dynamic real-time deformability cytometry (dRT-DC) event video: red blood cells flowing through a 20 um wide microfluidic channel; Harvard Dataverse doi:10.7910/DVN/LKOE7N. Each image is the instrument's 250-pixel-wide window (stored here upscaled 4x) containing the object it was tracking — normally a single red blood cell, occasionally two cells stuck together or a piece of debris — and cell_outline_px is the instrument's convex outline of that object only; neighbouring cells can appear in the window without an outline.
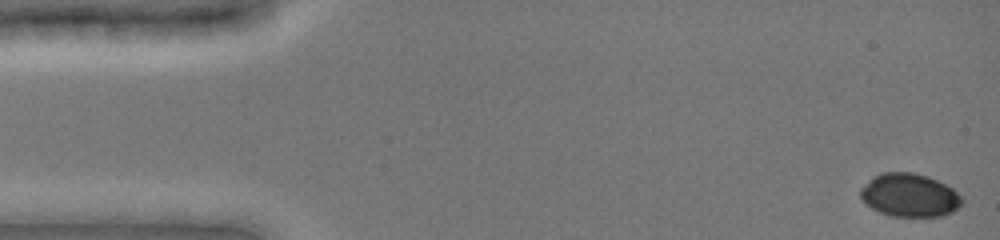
{"species": "common noctule bat (a hibernating species)", "species_latin": "Nyctalus noctula", "temperature_condition": "cold", "stored_images_in_passage": 54, "camera_frame_rate_fps": 3000, "um_per_image_px": 0.085, "animal": {"sex": "female", "body_mass_g": 19.0, "forearm_length_mm": 51.5}, "frame": {"image": 1, "passage_image": 1, "time_ms": 0.0, "image_size_px": [1000, 240], "cell_outline_px": [[964, 200], [952, 212], [944, 216], [892, 216], [880, 212], [872, 208], [860, 196], [860, 188], [872, 176], [880, 172], [912, 172], [928, 176], [952, 188], [964, 196]], "centroid_in_image_um": [77.32, 16.58], "position_along_channel_um": 7.7, "area_um2": 25.66}}
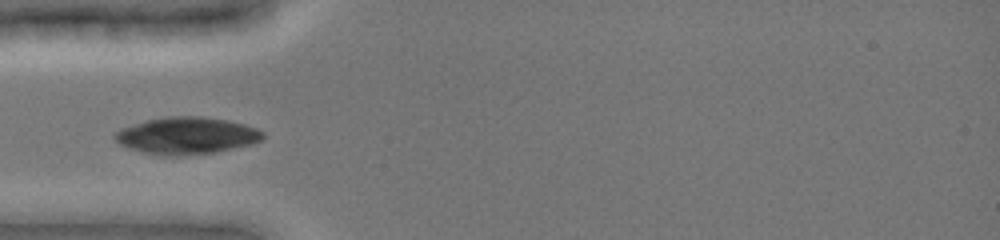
{"frame": {"image": 2, "passage_image": 26, "time_ms": 4.667, "image_size_px": [1000, 240], "cell_outline_px": [[264, 136], [260, 140], [252, 144], [212, 152], [184, 156], [160, 156], [144, 152], [120, 144], [112, 136], [120, 128], [144, 120], [168, 116], [200, 116], [228, 120], [244, 124], [256, 128], [264, 132]], "centroid_in_image_um": [15.84, 11.52], "position_along_channel_um": 69.2, "area_um2": 31.91}}
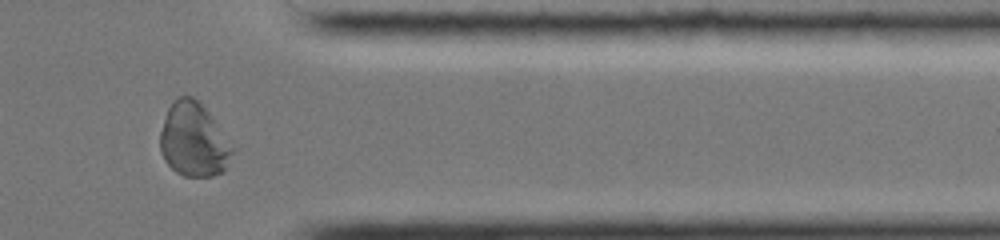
{"frame": {"image": 3, "passage_image": 48, "time_ms": 13.0, "image_size_px": [1000, 240], "cell_outline_px": [[236, 152], [224, 172], [212, 176], [184, 176], [176, 172], [164, 160], [160, 152], [160, 132], [168, 108], [172, 100], [180, 96], [192, 96], [208, 112], [236, 148]], "centroid_in_image_um": [16.49, 11.92], "position_along_channel_um": 394.9, "area_um2": 31.44}}